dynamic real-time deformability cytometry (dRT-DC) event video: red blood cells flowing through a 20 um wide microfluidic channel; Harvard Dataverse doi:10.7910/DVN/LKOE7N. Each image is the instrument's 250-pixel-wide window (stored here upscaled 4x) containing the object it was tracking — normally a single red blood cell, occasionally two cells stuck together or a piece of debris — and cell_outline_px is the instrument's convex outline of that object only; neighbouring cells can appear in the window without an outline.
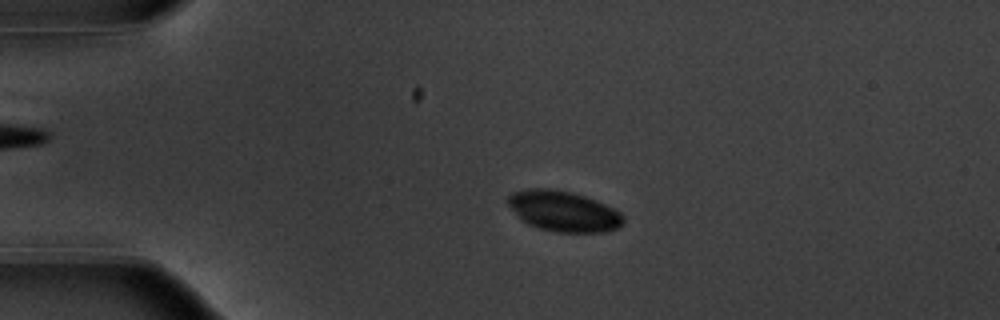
{"species": "common noctule bat (a hibernating species)", "species_latin": "Nyctalus noctula", "temperature_condition": "warm", "stored_images_in_passage": 55, "camera_frame_rate_fps": 3000, "um_per_image_px": 0.085, "animal": {"sex": "male", "body_mass_g": 20.1, "forearm_length_mm": 53.5}, "frame": {"image": 1, "passage_image": 13, "time_ms": 4.0, "image_size_px": [1000, 320], "cell_outline_px": [[624, 224], [616, 228], [604, 232], [556, 232], [540, 228], [528, 224], [504, 200], [512, 192], [528, 188], [548, 188], [572, 192], [596, 200], [620, 212], [624, 216]], "centroid_in_image_um": [47.9, 17.94], "position_along_channel_um": 37.1, "area_um2": 27.11}}
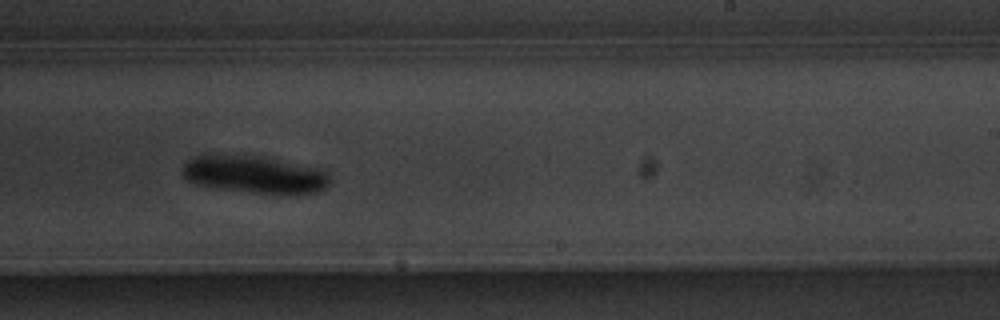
{"frame": {"image": 2, "passage_image": 35, "time_ms": 11.333, "image_size_px": [1000, 320], "cell_outline_px": [[328, 184], [324, 188], [316, 192], [296, 196], [252, 192], [220, 188], [196, 184], [188, 180], [184, 176], [184, 164], [188, 160], [196, 156], [212, 152], [264, 156], [316, 168], [324, 172], [328, 176]], "centroid_in_image_um": [21.61, 14.81], "position_along_channel_um": 267.4, "area_um2": 32.71}}
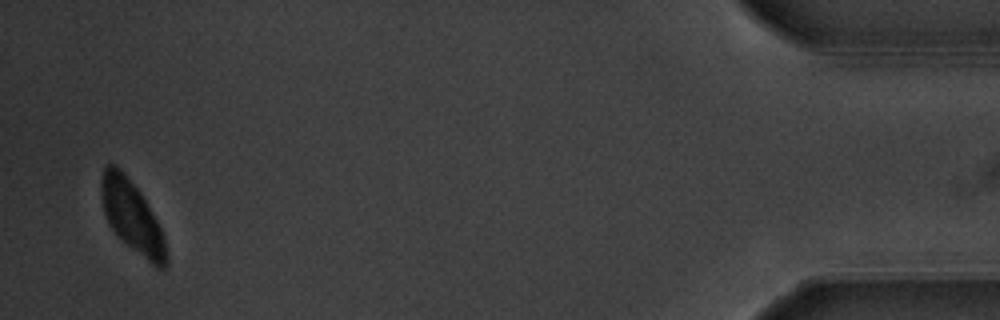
{"frame": {"image": 3, "passage_image": 54, "time_ms": 17.667, "image_size_px": [1000, 320], "cell_outline_px": [[168, 264], [164, 268], [156, 268], [120, 240], [108, 224], [104, 212], [100, 192], [100, 180], [104, 168], [108, 164], [116, 164], [124, 172], [140, 192], [156, 220], [164, 236], [168, 256]], "centroid_in_image_um": [11.21, 18.43], "position_along_channel_um": 424.0, "area_um2": 27.34}, "authors_computed_cell_mechanics": {"area_um2": 28.4376, "velocity_mm_per_s": 3.7033, "shape_relaxation_time_tau1_ms": 8.3902, "shape_relaxation_time_tau2_ms": null, "deformation_change_tau1": 0.1144, "deformation_change_tau2": null}}